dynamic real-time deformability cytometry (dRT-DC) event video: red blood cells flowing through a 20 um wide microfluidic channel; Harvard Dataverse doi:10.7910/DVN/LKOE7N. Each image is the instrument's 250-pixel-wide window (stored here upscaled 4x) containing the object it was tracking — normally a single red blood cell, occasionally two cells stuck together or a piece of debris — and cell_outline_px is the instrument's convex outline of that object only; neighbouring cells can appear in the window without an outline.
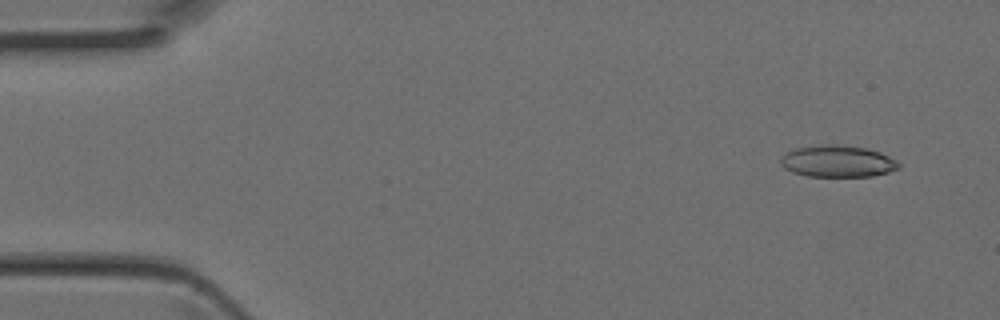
{"species": "Egyptian fruit bat (a non-hibernating species)", "species_latin": "Rousettus aegyptiacus", "temperature_condition": "room temperature", "stored_images_in_passage": 44, "camera_frame_rate_fps": 3000, "um_per_image_px": 0.085, "animal": {"sex": "female"}, "frame": {"image": 1, "passage_image": 3, "time_ms": 0.667, "image_size_px": [1000, 320], "cell_outline_px": [[900, 168], [888, 172], [872, 176], [808, 176], [792, 172], [784, 168], [780, 164], [780, 160], [788, 152], [796, 148], [828, 144], [836, 144], [864, 148], [880, 152], [896, 160], [900, 164]], "centroid_in_image_um": [71.21, 13.71], "position_along_channel_um": 13.8, "area_um2": 21.62}}
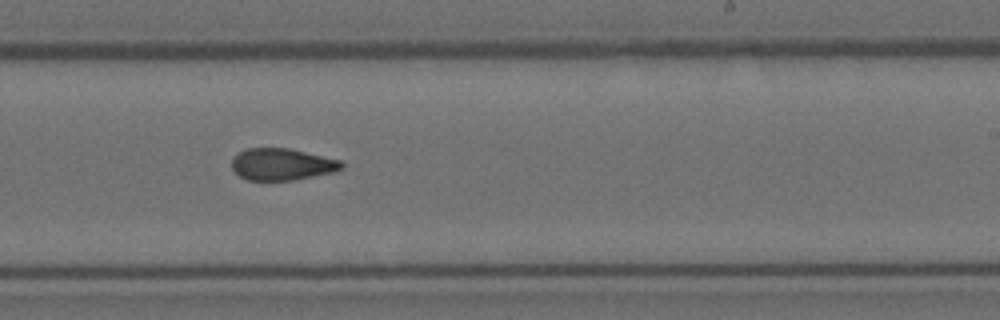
{"frame": {"image": 2, "passage_image": 26, "time_ms": 8.333, "image_size_px": [1000, 320], "cell_outline_px": [[344, 168], [336, 172], [292, 180], [248, 180], [240, 176], [232, 168], [232, 156], [244, 148], [288, 148], [340, 160], [344, 164]], "centroid_in_image_um": [23.96, 13.96], "position_along_channel_um": 265.0, "area_um2": 20.46}}
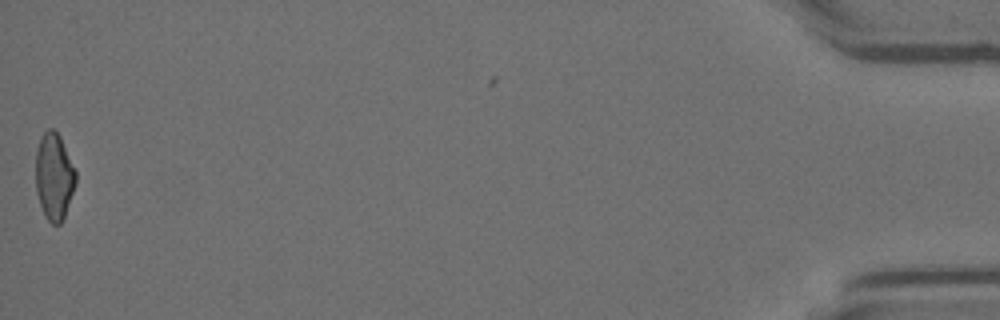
{"frame": {"image": 3, "passage_image": 43, "time_ms": 14.0, "image_size_px": [1000, 320], "cell_outline_px": [[76, 184], [64, 220], [60, 224], [52, 224], [44, 216], [36, 192], [36, 152], [40, 136], [48, 128], [52, 128], [60, 136], [76, 172]], "centroid_in_image_um": [4.6, 15.03], "position_along_channel_um": 430.6, "area_um2": 20.46}}